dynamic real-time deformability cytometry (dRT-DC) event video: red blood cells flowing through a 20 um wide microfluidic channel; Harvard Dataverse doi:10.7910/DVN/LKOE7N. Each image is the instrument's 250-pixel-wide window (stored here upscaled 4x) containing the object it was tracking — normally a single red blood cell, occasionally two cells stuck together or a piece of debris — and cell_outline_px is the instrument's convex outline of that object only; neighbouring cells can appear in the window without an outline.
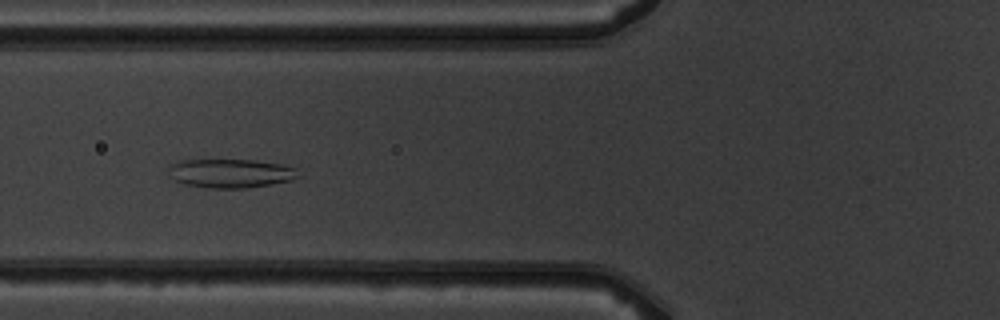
{"species": "common noctule bat (a hibernating species)", "species_latin": "Nyctalus noctula", "temperature_condition": "warm", "stored_images_in_passage": 7, "camera_frame_rate_fps": 3000, "um_per_image_px": 0.085, "animal": {"sex": "male", "body_mass_g": 19.5, "forearm_length_mm": 54.6}, "frame": {"image": 1, "passage_image": 6, "time_ms": 6.0, "image_size_px": [1000, 320], "cell_outline_px": [[304, 176], [292, 180], [244, 188], [208, 188], [184, 184], [176, 180], [168, 168], [168, 164], [180, 160], [256, 160], [280, 164], [296, 168]], "centroid_in_image_um": [19.65, 14.72], "position_along_channel_um": 106.1, "area_um2": 21.85}}